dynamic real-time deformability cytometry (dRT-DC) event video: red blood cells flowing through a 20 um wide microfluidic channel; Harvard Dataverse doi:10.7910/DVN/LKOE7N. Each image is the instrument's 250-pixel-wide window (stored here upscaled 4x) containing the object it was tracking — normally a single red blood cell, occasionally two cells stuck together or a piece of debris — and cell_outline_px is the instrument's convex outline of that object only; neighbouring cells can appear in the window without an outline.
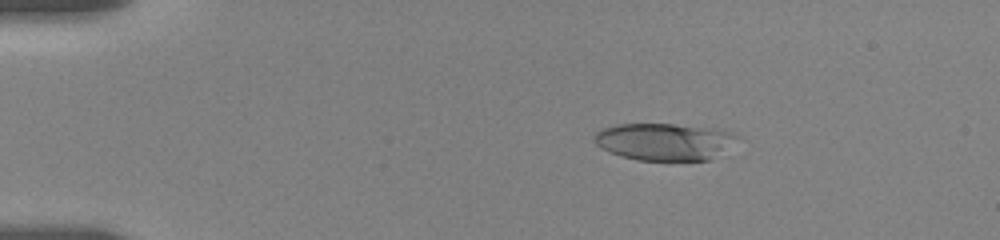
{"species": "human", "species_latin": "Homo sapiens", "temperature_condition": "room temperature", "stored_images_in_passage": 22, "camera_frame_rate_fps": 3000, "um_per_image_px": 0.085, "donor": {"sex": "female"}, "frame": {"image": 1, "passage_image": 14, "time_ms": 3.0, "image_size_px": [1000, 240], "cell_outline_px": [[736, 136], [708, 160], [636, 160], [620, 156], [600, 148], [596, 144], [592, 136], [600, 128], [616, 124], [672, 124], [712, 128], [728, 132]], "centroid_in_image_um": [56.26, 12.03], "position_along_channel_um": 28.7, "area_um2": 30.11}}
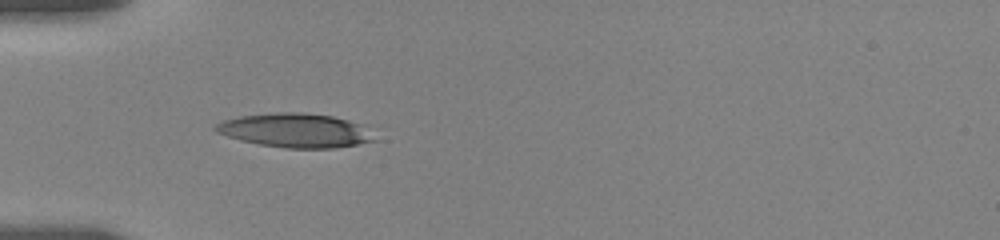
{"frame": {"image": 2, "passage_image": 21, "time_ms": 5.667, "image_size_px": [1000, 240], "cell_outline_px": [[376, 140], [356, 144], [332, 148], [284, 148], [260, 144], [240, 140], [216, 132], [212, 128], [216, 124], [224, 120], [240, 116], [276, 112], [300, 112], [332, 116], [348, 120], [360, 124]], "centroid_in_image_um": [25.04, 11.08], "position_along_channel_um": 60.0, "area_um2": 31.1}}